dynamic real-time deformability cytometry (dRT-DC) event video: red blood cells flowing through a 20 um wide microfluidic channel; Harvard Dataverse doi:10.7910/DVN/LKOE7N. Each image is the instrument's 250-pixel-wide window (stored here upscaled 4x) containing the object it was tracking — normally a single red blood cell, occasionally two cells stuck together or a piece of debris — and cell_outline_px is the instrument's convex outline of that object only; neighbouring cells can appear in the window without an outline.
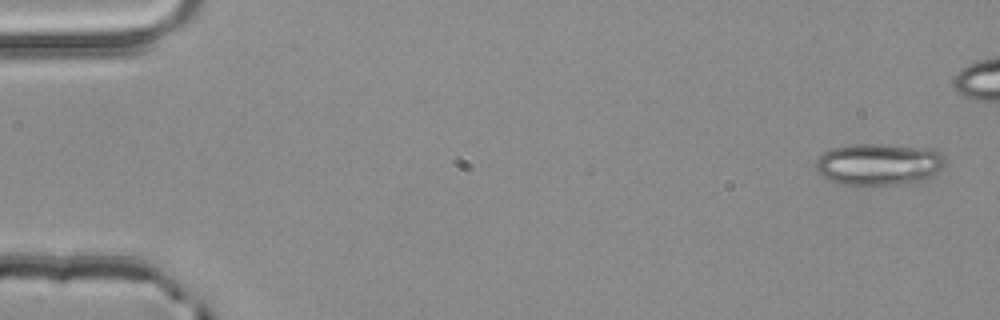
{"species": "common noctule bat (a hibernating species)", "species_latin": "Nyctalus noctula", "temperature_condition": "room temperature", "stored_images_in_passage": 5, "camera_frame_rate_fps": 3000, "um_per_image_px": 0.085, "animal": {"sex": "male", "body_mass_g": 20.4}, "frame": {"image": 1, "passage_image": 1, "time_ms": 0.0, "image_size_px": [1000, 320], "cell_outline_px": [[944, 164], [932, 176], [924, 180], [912, 184], [868, 188], [840, 184], [828, 180], [820, 176], [816, 168], [816, 160], [824, 152], [832, 148], [856, 144], [880, 144], [924, 148], [940, 152], [944, 156]], "centroid_in_image_um": [74.66, 14.03], "position_along_channel_um": 10.3, "area_um2": 32.43}}